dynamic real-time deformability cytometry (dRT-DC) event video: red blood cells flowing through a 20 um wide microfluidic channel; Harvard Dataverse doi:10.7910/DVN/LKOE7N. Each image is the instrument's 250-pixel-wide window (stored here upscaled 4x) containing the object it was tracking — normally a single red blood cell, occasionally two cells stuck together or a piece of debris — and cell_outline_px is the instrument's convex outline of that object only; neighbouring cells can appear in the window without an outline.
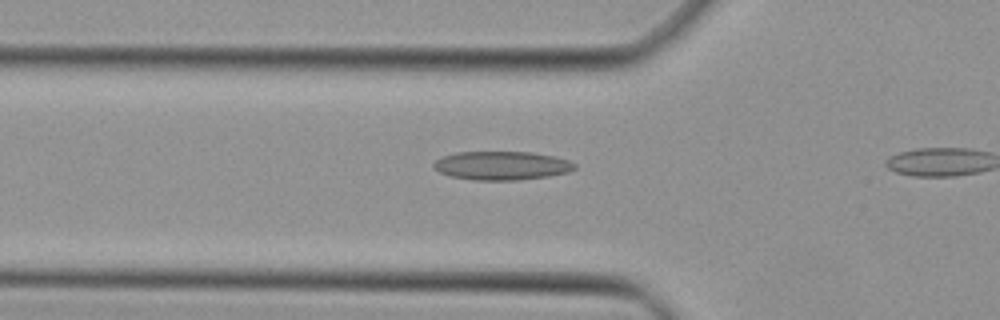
{"species": "Egyptian fruit bat (a non-hibernating species)", "species_latin": "Rousettus aegyptiacus", "temperature_condition": "cold", "stored_images_in_passage": 4, "camera_frame_rate_fps": 3000, "um_per_image_px": 0.085, "animal": {"sex": "female"}, "frame": {"image": 1, "passage_image": 3, "time_ms": 0.667, "image_size_px": [1000, 320], "cell_outline_px": [[576, 168], [568, 172], [548, 176], [520, 180], [472, 180], [452, 176], [440, 172], [432, 168], [432, 164], [436, 160], [444, 156], [456, 152], [532, 152], [552, 156], [568, 160], [576, 164]], "centroid_in_image_um": [42.64, 14.08], "position_along_channel_um": 83.2, "area_um2": 23.52}}